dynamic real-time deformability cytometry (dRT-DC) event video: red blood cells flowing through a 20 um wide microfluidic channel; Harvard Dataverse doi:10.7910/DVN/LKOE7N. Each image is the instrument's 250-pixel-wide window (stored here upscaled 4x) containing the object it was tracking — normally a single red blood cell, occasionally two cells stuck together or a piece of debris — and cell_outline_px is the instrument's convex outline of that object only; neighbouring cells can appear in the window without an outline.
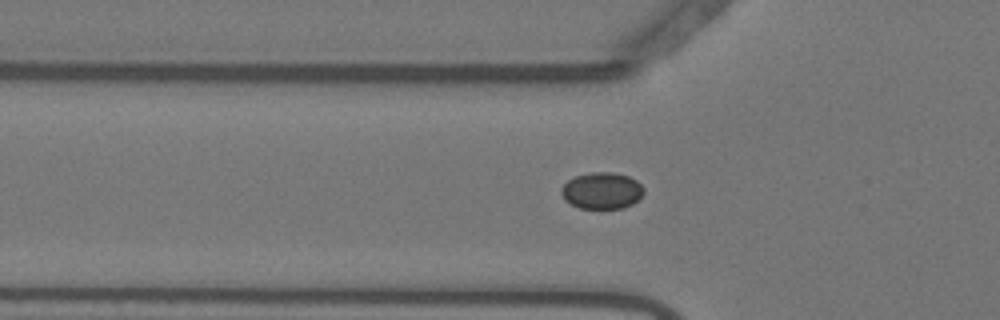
{"species": "Egyptian fruit bat (a non-hibernating species)", "species_latin": "Rousettus aegyptiacus", "temperature_condition": "warm", "stored_images_in_passage": 54, "camera_frame_rate_fps": 3000, "um_per_image_px": 0.085, "animal": {"sex": "female"}, "frame": {"image": 1, "passage_image": 17, "time_ms": 5.333, "image_size_px": [1000, 320], "cell_outline_px": [[644, 192], [632, 204], [624, 208], [580, 208], [564, 200], [560, 192], [560, 188], [568, 180], [576, 176], [592, 172], [608, 172], [628, 176], [636, 180], [644, 188]], "centroid_in_image_um": [51.14, 16.21], "position_along_channel_um": 74.7, "area_um2": 17.46}}
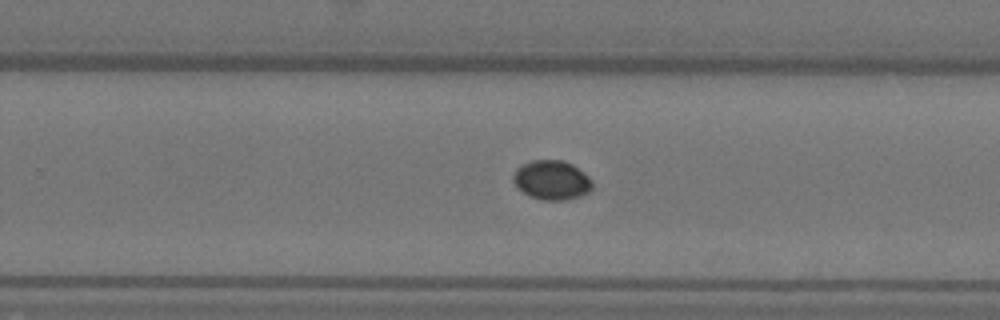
{"frame": {"image": 2, "passage_image": 34, "time_ms": 11.0, "image_size_px": [1000, 320], "cell_outline_px": [[592, 188], [588, 192], [580, 196], [564, 200], [544, 200], [528, 196], [516, 188], [512, 180], [512, 176], [516, 168], [520, 164], [532, 160], [564, 160], [572, 164], [588, 176], [592, 180]], "centroid_in_image_um": [46.85, 15.3], "position_along_channel_um": 283.0, "area_um2": 18.38}}
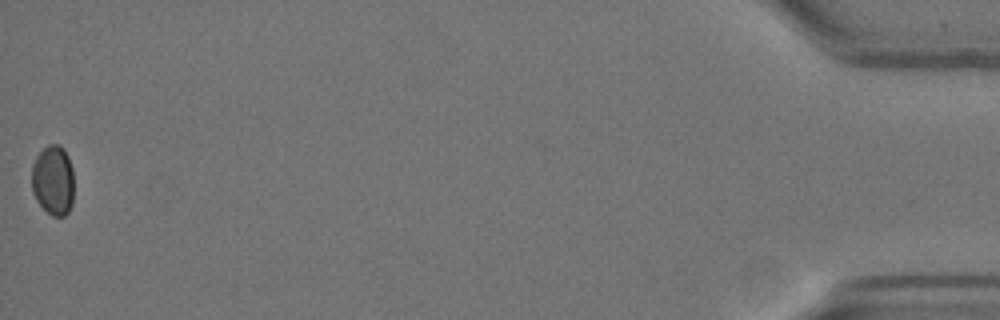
{"frame": {"image": 3, "passage_image": 54, "time_ms": 17.667, "image_size_px": [1000, 320], "cell_outline_px": [[72, 204], [68, 212], [64, 216], [52, 216], [36, 200], [32, 192], [32, 164], [36, 156], [48, 144], [60, 144], [64, 148], [68, 156], [72, 168]], "centroid_in_image_um": [4.5, 15.3], "position_along_channel_um": 430.7, "area_um2": 17.22}}